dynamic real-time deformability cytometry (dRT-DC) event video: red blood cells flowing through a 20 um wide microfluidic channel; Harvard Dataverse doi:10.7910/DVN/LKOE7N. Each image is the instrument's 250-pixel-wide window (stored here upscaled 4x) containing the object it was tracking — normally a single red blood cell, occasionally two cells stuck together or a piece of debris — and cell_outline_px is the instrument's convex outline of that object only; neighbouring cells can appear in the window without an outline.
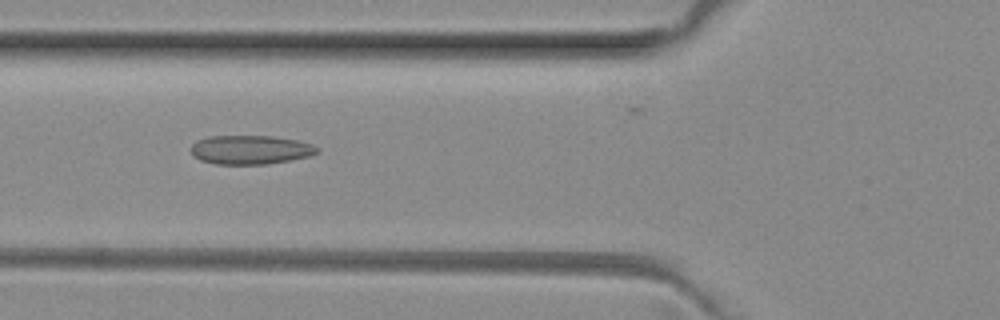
{"species": "common noctule bat (a hibernating species)", "species_latin": "Nyctalus noctula", "temperature_condition": "room temperature", "stored_images_in_passage": 5, "camera_frame_rate_fps": 3000, "um_per_image_px": 0.085, "animal": {"sex": "female", "body_mass_g": 29.2, "forearm_length_mm": 56.3}, "frame": {"image": 1, "passage_image": 3, "time_ms": 0.667, "image_size_px": [1000, 320], "cell_outline_px": [[320, 152], [308, 156], [268, 164], [216, 164], [200, 160], [192, 156], [192, 144], [196, 140], [208, 136], [272, 136], [296, 140], [312, 144], [320, 148]], "centroid_in_image_um": [21.27, 12.72], "position_along_channel_um": 104.5, "area_um2": 21.33}}
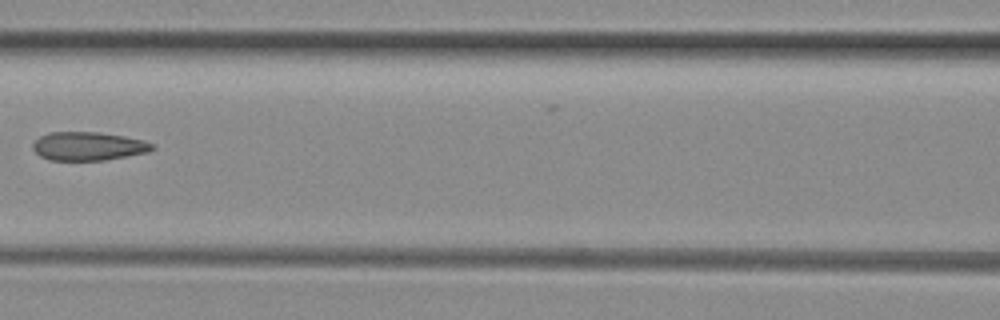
{"frame": {"image": 2, "passage_image": 4, "time_ms": 1.0, "image_size_px": [1000, 320], "cell_outline_px": [[156, 148], [148, 152], [128, 156], [104, 160], [48, 160], [40, 156], [32, 148], [32, 144], [40, 136], [48, 132], [96, 132], [124, 136], [144, 140], [152, 144]], "centroid_in_image_um": [7.5, 12.43], "position_along_channel_um": 159.1, "area_um2": 19.88}}
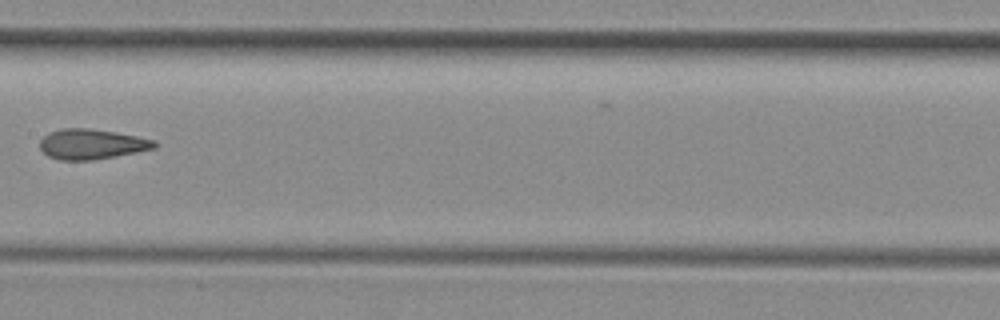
{"frame": {"image": 3, "passage_image": 5, "time_ms": 1.333, "image_size_px": [1000, 320], "cell_outline_px": [[156, 148], [136, 152], [92, 160], [60, 160], [48, 156], [40, 148], [40, 140], [48, 132], [60, 128], [88, 128], [116, 132], [156, 140]], "centroid_in_image_um": [7.77, 12.24], "position_along_channel_um": 199.6, "area_um2": 20.11}}